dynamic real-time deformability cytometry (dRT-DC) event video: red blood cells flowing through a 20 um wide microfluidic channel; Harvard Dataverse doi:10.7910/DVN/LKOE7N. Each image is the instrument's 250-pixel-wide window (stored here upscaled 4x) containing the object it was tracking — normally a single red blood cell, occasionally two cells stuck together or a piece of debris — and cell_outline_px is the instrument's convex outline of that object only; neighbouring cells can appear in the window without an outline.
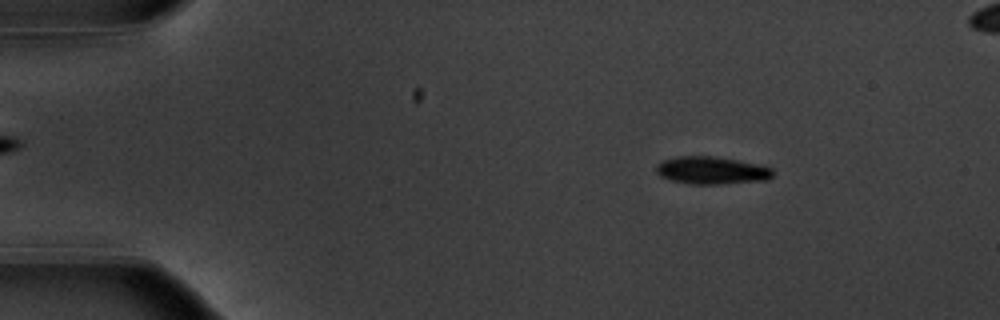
{"species": "common noctule bat (a hibernating species)", "species_latin": "Nyctalus noctula", "temperature_condition": "warm", "stored_images_in_passage": 51, "camera_frame_rate_fps": 3000, "um_per_image_px": 0.085, "animal": {"sex": "male", "body_mass_g": 20.1, "forearm_length_mm": 53.5}, "frame": {"image": 1, "passage_image": 4, "time_ms": 1.0, "image_size_px": [1000, 320], "cell_outline_px": [[772, 176], [768, 180], [716, 184], [688, 184], [672, 180], [660, 176], [656, 172], [656, 164], [664, 160], [676, 156], [712, 156], [736, 160], [756, 164], [772, 168]], "centroid_in_image_um": [60.45, 14.48], "position_along_channel_um": 24.5, "area_um2": 18.61}}
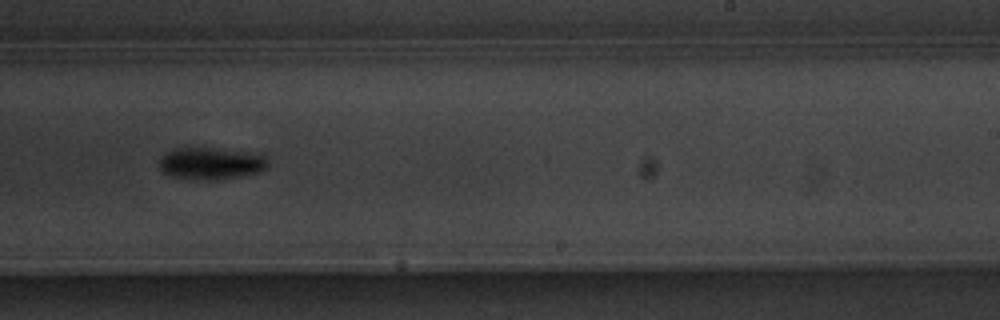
{"frame": {"image": 2, "passage_image": 30, "time_ms": 9.667, "image_size_px": [1000, 320], "cell_outline_px": [[268, 168], [260, 172], [240, 176], [208, 180], [172, 176], [164, 172], [160, 168], [160, 160], [168, 152], [176, 148], [208, 148], [264, 156], [268, 160]], "centroid_in_image_um": [17.93, 13.91], "position_along_channel_um": 271.1, "area_um2": 19.42}}
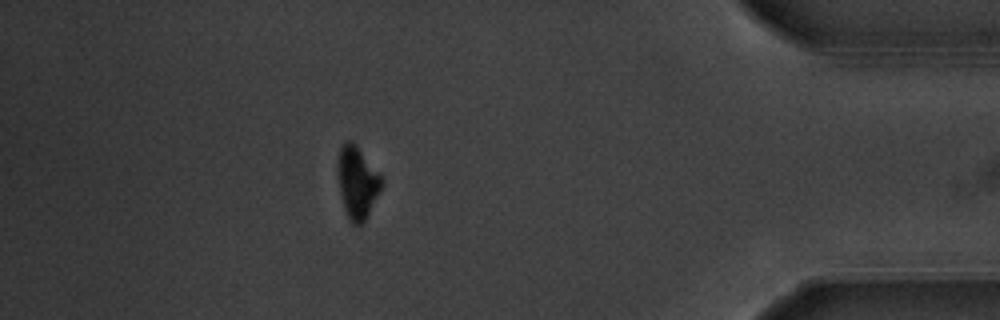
{"frame": {"image": 3, "passage_image": 44, "time_ms": 14.333, "image_size_px": [1000, 320], "cell_outline_px": [[384, 180], [364, 220], [360, 224], [352, 224], [348, 220], [344, 208], [340, 192], [336, 172], [336, 160], [340, 148], [344, 140], [352, 140], [356, 144]], "centroid_in_image_um": [30.3, 15.44], "position_along_channel_um": 404.9, "area_um2": 18.32}}